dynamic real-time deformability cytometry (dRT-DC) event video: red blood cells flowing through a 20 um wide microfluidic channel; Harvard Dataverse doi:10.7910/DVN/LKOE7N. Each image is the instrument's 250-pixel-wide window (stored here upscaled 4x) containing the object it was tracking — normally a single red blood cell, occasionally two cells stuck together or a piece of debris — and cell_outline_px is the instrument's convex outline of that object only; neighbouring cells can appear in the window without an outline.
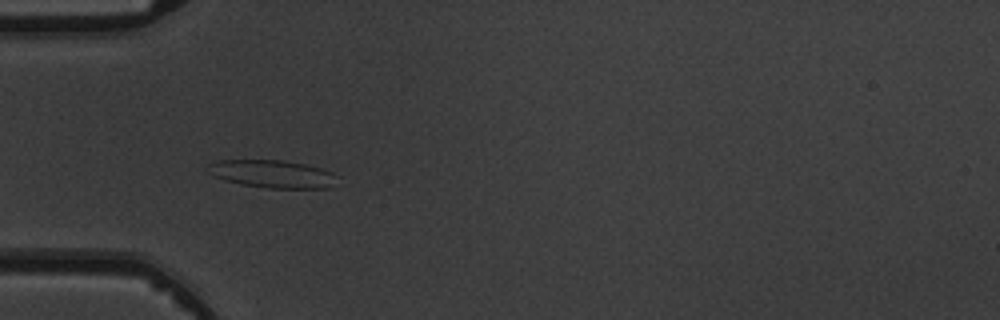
{"species": "common noctule bat (a hibernating species)", "species_latin": "Nyctalus noctula", "temperature_condition": "warm", "stored_images_in_passage": 6, "camera_frame_rate_fps": 3000, "um_per_image_px": 0.085, "animal": {"sex": "male", "body_mass_g": 19.5, "forearm_length_mm": 54.6}, "frame": {"image": 1, "passage_image": 5, "time_ms": 4.333, "image_size_px": [1000, 320], "cell_outline_px": [[336, 176], [328, 188], [268, 188], [240, 184], [224, 180], [216, 176], [212, 172], [208, 164], [216, 160], [284, 160], [308, 164], [332, 172]], "centroid_in_image_um": [23.16, 14.77], "position_along_channel_um": 61.8, "area_um2": 20.63}}